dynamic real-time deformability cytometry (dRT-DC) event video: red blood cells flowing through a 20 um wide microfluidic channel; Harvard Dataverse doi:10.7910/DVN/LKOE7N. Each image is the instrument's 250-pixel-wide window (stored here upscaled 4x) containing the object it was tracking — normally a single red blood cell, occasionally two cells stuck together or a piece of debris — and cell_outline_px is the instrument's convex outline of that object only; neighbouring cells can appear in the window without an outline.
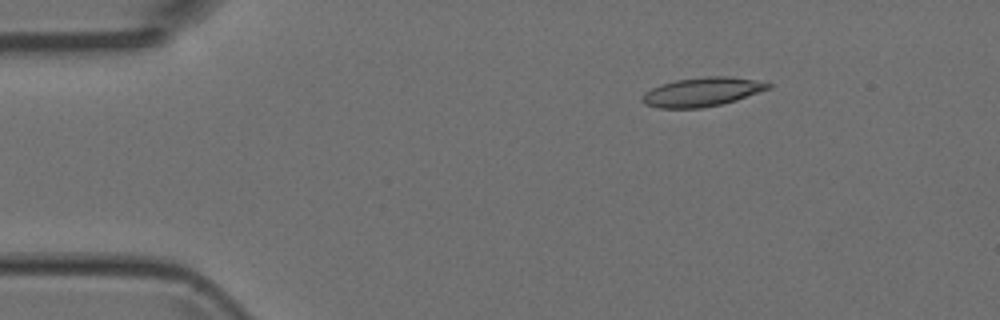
{"species": "Egyptian fruit bat (a non-hibernating species)", "species_latin": "Rousettus aegyptiacus", "temperature_condition": "room temperature", "stored_images_in_passage": 5, "camera_frame_rate_fps": 3000, "um_per_image_px": 0.085, "animal": {"sex": "female"}, "frame": {"image": 1, "passage_image": 3, "time_ms": 0.667, "image_size_px": [1000, 320], "cell_outline_px": [[772, 88], [736, 100], [720, 104], [700, 108], [660, 108], [644, 104], [640, 100], [640, 96], [644, 92], [660, 84], [676, 80], [708, 76], [728, 76], [752, 80], [772, 84]], "centroid_in_image_um": [59.63, 7.82], "position_along_channel_um": 25.4, "area_um2": 21.21}}
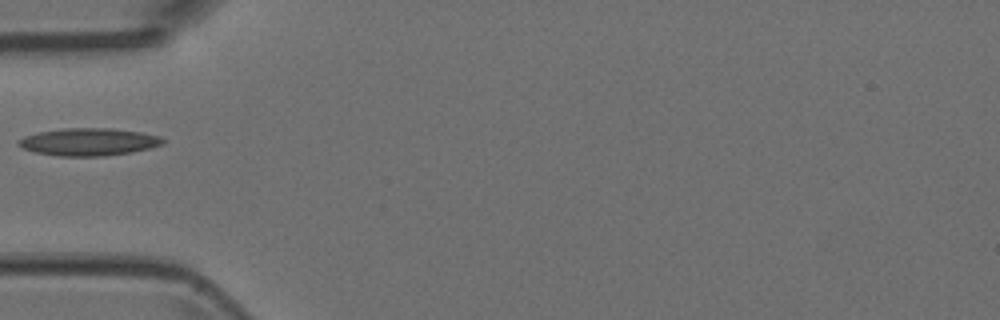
{"frame": {"image": 2, "passage_image": 5, "time_ms": 1.333, "image_size_px": [1000, 320], "cell_outline_px": [[164, 144], [132, 152], [104, 156], [60, 156], [36, 152], [24, 148], [16, 144], [16, 140], [24, 136], [40, 132], [64, 128], [112, 128], [140, 132], [160, 136], [164, 140]], "centroid_in_image_um": [7.53, 12.06], "position_along_channel_um": 77.5, "area_um2": 23.06}}